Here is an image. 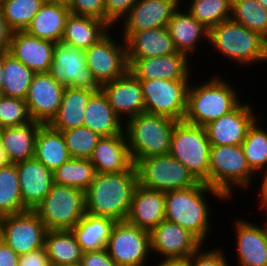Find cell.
Instances as JSON below:
<instances>
[{"label":"cell","instance_id":"54","mask_svg":"<svg viewBox=\"0 0 267 266\" xmlns=\"http://www.w3.org/2000/svg\"><path fill=\"white\" fill-rule=\"evenodd\" d=\"M9 164V161L7 159V156L5 154L3 145H2V141L0 138V168L5 167Z\"/></svg>","mask_w":267,"mask_h":266},{"label":"cell","instance_id":"47","mask_svg":"<svg viewBox=\"0 0 267 266\" xmlns=\"http://www.w3.org/2000/svg\"><path fill=\"white\" fill-rule=\"evenodd\" d=\"M138 0H105L106 23L113 28L119 24Z\"/></svg>","mask_w":267,"mask_h":266},{"label":"cell","instance_id":"56","mask_svg":"<svg viewBox=\"0 0 267 266\" xmlns=\"http://www.w3.org/2000/svg\"><path fill=\"white\" fill-rule=\"evenodd\" d=\"M46 3L61 4L67 6L69 0H43Z\"/></svg>","mask_w":267,"mask_h":266},{"label":"cell","instance_id":"22","mask_svg":"<svg viewBox=\"0 0 267 266\" xmlns=\"http://www.w3.org/2000/svg\"><path fill=\"white\" fill-rule=\"evenodd\" d=\"M55 43L32 36L26 31H15L8 52L34 73L49 72Z\"/></svg>","mask_w":267,"mask_h":266},{"label":"cell","instance_id":"5","mask_svg":"<svg viewBox=\"0 0 267 266\" xmlns=\"http://www.w3.org/2000/svg\"><path fill=\"white\" fill-rule=\"evenodd\" d=\"M177 122L170 117L146 112L124 121V133L134 163L149 156L169 154Z\"/></svg>","mask_w":267,"mask_h":266},{"label":"cell","instance_id":"35","mask_svg":"<svg viewBox=\"0 0 267 266\" xmlns=\"http://www.w3.org/2000/svg\"><path fill=\"white\" fill-rule=\"evenodd\" d=\"M44 247L51 266L81 262L83 251L71 230H48Z\"/></svg>","mask_w":267,"mask_h":266},{"label":"cell","instance_id":"17","mask_svg":"<svg viewBox=\"0 0 267 266\" xmlns=\"http://www.w3.org/2000/svg\"><path fill=\"white\" fill-rule=\"evenodd\" d=\"M191 59L181 52L150 58H128L129 71L139 80L191 79Z\"/></svg>","mask_w":267,"mask_h":266},{"label":"cell","instance_id":"27","mask_svg":"<svg viewBox=\"0 0 267 266\" xmlns=\"http://www.w3.org/2000/svg\"><path fill=\"white\" fill-rule=\"evenodd\" d=\"M124 40L127 58H150L178 52L167 27L129 33Z\"/></svg>","mask_w":267,"mask_h":266},{"label":"cell","instance_id":"33","mask_svg":"<svg viewBox=\"0 0 267 266\" xmlns=\"http://www.w3.org/2000/svg\"><path fill=\"white\" fill-rule=\"evenodd\" d=\"M115 220L86 213L71 229L83 253L106 249Z\"/></svg>","mask_w":267,"mask_h":266},{"label":"cell","instance_id":"28","mask_svg":"<svg viewBox=\"0 0 267 266\" xmlns=\"http://www.w3.org/2000/svg\"><path fill=\"white\" fill-rule=\"evenodd\" d=\"M83 126L101 137H112L124 132V121L113 111L100 90L87 102Z\"/></svg>","mask_w":267,"mask_h":266},{"label":"cell","instance_id":"21","mask_svg":"<svg viewBox=\"0 0 267 266\" xmlns=\"http://www.w3.org/2000/svg\"><path fill=\"white\" fill-rule=\"evenodd\" d=\"M236 219L234 234L238 265L267 266V225H256L243 218Z\"/></svg>","mask_w":267,"mask_h":266},{"label":"cell","instance_id":"48","mask_svg":"<svg viewBox=\"0 0 267 266\" xmlns=\"http://www.w3.org/2000/svg\"><path fill=\"white\" fill-rule=\"evenodd\" d=\"M81 264L83 266H117L106 249L83 253Z\"/></svg>","mask_w":267,"mask_h":266},{"label":"cell","instance_id":"31","mask_svg":"<svg viewBox=\"0 0 267 266\" xmlns=\"http://www.w3.org/2000/svg\"><path fill=\"white\" fill-rule=\"evenodd\" d=\"M94 93L89 89L65 87L59 111L49 125L60 132L82 127L87 102Z\"/></svg>","mask_w":267,"mask_h":266},{"label":"cell","instance_id":"2","mask_svg":"<svg viewBox=\"0 0 267 266\" xmlns=\"http://www.w3.org/2000/svg\"><path fill=\"white\" fill-rule=\"evenodd\" d=\"M137 185V171L96 173L85 191L86 213L126 220Z\"/></svg>","mask_w":267,"mask_h":266},{"label":"cell","instance_id":"18","mask_svg":"<svg viewBox=\"0 0 267 266\" xmlns=\"http://www.w3.org/2000/svg\"><path fill=\"white\" fill-rule=\"evenodd\" d=\"M252 103L242 102L232 112L221 116L205 126L211 146L241 145L247 131L259 117Z\"/></svg>","mask_w":267,"mask_h":266},{"label":"cell","instance_id":"51","mask_svg":"<svg viewBox=\"0 0 267 266\" xmlns=\"http://www.w3.org/2000/svg\"><path fill=\"white\" fill-rule=\"evenodd\" d=\"M13 32L14 31L3 18L0 8V52H6L9 50Z\"/></svg>","mask_w":267,"mask_h":266},{"label":"cell","instance_id":"12","mask_svg":"<svg viewBox=\"0 0 267 266\" xmlns=\"http://www.w3.org/2000/svg\"><path fill=\"white\" fill-rule=\"evenodd\" d=\"M109 31L103 38L85 50L86 64L101 86L122 77L129 71L125 40L115 41Z\"/></svg>","mask_w":267,"mask_h":266},{"label":"cell","instance_id":"39","mask_svg":"<svg viewBox=\"0 0 267 266\" xmlns=\"http://www.w3.org/2000/svg\"><path fill=\"white\" fill-rule=\"evenodd\" d=\"M263 118L259 115L253 122L241 144L247 164L255 174L267 168V129L262 128Z\"/></svg>","mask_w":267,"mask_h":266},{"label":"cell","instance_id":"20","mask_svg":"<svg viewBox=\"0 0 267 266\" xmlns=\"http://www.w3.org/2000/svg\"><path fill=\"white\" fill-rule=\"evenodd\" d=\"M100 90L106 96L113 111L123 121L145 112L140 80L130 71L120 78L101 85Z\"/></svg>","mask_w":267,"mask_h":266},{"label":"cell","instance_id":"50","mask_svg":"<svg viewBox=\"0 0 267 266\" xmlns=\"http://www.w3.org/2000/svg\"><path fill=\"white\" fill-rule=\"evenodd\" d=\"M0 266H19V256L3 240L0 241Z\"/></svg>","mask_w":267,"mask_h":266},{"label":"cell","instance_id":"24","mask_svg":"<svg viewBox=\"0 0 267 266\" xmlns=\"http://www.w3.org/2000/svg\"><path fill=\"white\" fill-rule=\"evenodd\" d=\"M90 161L96 173L137 171L124 132L112 137H102L94 148Z\"/></svg>","mask_w":267,"mask_h":266},{"label":"cell","instance_id":"19","mask_svg":"<svg viewBox=\"0 0 267 266\" xmlns=\"http://www.w3.org/2000/svg\"><path fill=\"white\" fill-rule=\"evenodd\" d=\"M174 0H138L119 22L121 38L129 33L167 27L173 13L179 8Z\"/></svg>","mask_w":267,"mask_h":266},{"label":"cell","instance_id":"38","mask_svg":"<svg viewBox=\"0 0 267 266\" xmlns=\"http://www.w3.org/2000/svg\"><path fill=\"white\" fill-rule=\"evenodd\" d=\"M53 174L54 184L86 191L96 171L90 159L70 158Z\"/></svg>","mask_w":267,"mask_h":266},{"label":"cell","instance_id":"45","mask_svg":"<svg viewBox=\"0 0 267 266\" xmlns=\"http://www.w3.org/2000/svg\"><path fill=\"white\" fill-rule=\"evenodd\" d=\"M70 14L89 16L106 22L105 0H69Z\"/></svg>","mask_w":267,"mask_h":266},{"label":"cell","instance_id":"53","mask_svg":"<svg viewBox=\"0 0 267 266\" xmlns=\"http://www.w3.org/2000/svg\"><path fill=\"white\" fill-rule=\"evenodd\" d=\"M156 266H190V258H168L158 261Z\"/></svg>","mask_w":267,"mask_h":266},{"label":"cell","instance_id":"6","mask_svg":"<svg viewBox=\"0 0 267 266\" xmlns=\"http://www.w3.org/2000/svg\"><path fill=\"white\" fill-rule=\"evenodd\" d=\"M211 143L205 127L178 121L171 136L170 155L189 169L192 175L210 186Z\"/></svg>","mask_w":267,"mask_h":266},{"label":"cell","instance_id":"11","mask_svg":"<svg viewBox=\"0 0 267 266\" xmlns=\"http://www.w3.org/2000/svg\"><path fill=\"white\" fill-rule=\"evenodd\" d=\"M106 251L117 266H147L151 255L149 232L126 220L116 221Z\"/></svg>","mask_w":267,"mask_h":266},{"label":"cell","instance_id":"26","mask_svg":"<svg viewBox=\"0 0 267 266\" xmlns=\"http://www.w3.org/2000/svg\"><path fill=\"white\" fill-rule=\"evenodd\" d=\"M182 8L184 6H179L173 13L167 28L177 51L192 59L191 55L194 56L199 44L203 43V40L209 42V29Z\"/></svg>","mask_w":267,"mask_h":266},{"label":"cell","instance_id":"25","mask_svg":"<svg viewBox=\"0 0 267 266\" xmlns=\"http://www.w3.org/2000/svg\"><path fill=\"white\" fill-rule=\"evenodd\" d=\"M163 220H165V192L138 184L126 221L150 232Z\"/></svg>","mask_w":267,"mask_h":266},{"label":"cell","instance_id":"55","mask_svg":"<svg viewBox=\"0 0 267 266\" xmlns=\"http://www.w3.org/2000/svg\"><path fill=\"white\" fill-rule=\"evenodd\" d=\"M3 86V52H0V89Z\"/></svg>","mask_w":267,"mask_h":266},{"label":"cell","instance_id":"3","mask_svg":"<svg viewBox=\"0 0 267 266\" xmlns=\"http://www.w3.org/2000/svg\"><path fill=\"white\" fill-rule=\"evenodd\" d=\"M218 75L220 74L213 75L199 85L190 82L183 121L205 127L210 122L232 112L242 103L236 87Z\"/></svg>","mask_w":267,"mask_h":266},{"label":"cell","instance_id":"4","mask_svg":"<svg viewBox=\"0 0 267 266\" xmlns=\"http://www.w3.org/2000/svg\"><path fill=\"white\" fill-rule=\"evenodd\" d=\"M210 45L227 61L237 66H250L255 63H267V39L233 21H222L209 30ZM240 64V65H239Z\"/></svg>","mask_w":267,"mask_h":266},{"label":"cell","instance_id":"16","mask_svg":"<svg viewBox=\"0 0 267 266\" xmlns=\"http://www.w3.org/2000/svg\"><path fill=\"white\" fill-rule=\"evenodd\" d=\"M149 235L151 252L158 253L159 259L187 258L203 245L189 230L167 220L152 229Z\"/></svg>","mask_w":267,"mask_h":266},{"label":"cell","instance_id":"7","mask_svg":"<svg viewBox=\"0 0 267 266\" xmlns=\"http://www.w3.org/2000/svg\"><path fill=\"white\" fill-rule=\"evenodd\" d=\"M257 175L250 169L241 145L211 146L210 187L220 191L228 200L235 189L246 190Z\"/></svg>","mask_w":267,"mask_h":266},{"label":"cell","instance_id":"42","mask_svg":"<svg viewBox=\"0 0 267 266\" xmlns=\"http://www.w3.org/2000/svg\"><path fill=\"white\" fill-rule=\"evenodd\" d=\"M43 3V0H3L0 8L14 32L25 31Z\"/></svg>","mask_w":267,"mask_h":266},{"label":"cell","instance_id":"36","mask_svg":"<svg viewBox=\"0 0 267 266\" xmlns=\"http://www.w3.org/2000/svg\"><path fill=\"white\" fill-rule=\"evenodd\" d=\"M34 74L8 51L3 52V96L26 99Z\"/></svg>","mask_w":267,"mask_h":266},{"label":"cell","instance_id":"34","mask_svg":"<svg viewBox=\"0 0 267 266\" xmlns=\"http://www.w3.org/2000/svg\"><path fill=\"white\" fill-rule=\"evenodd\" d=\"M34 157L53 173L71 158L62 133L49 124L39 128Z\"/></svg>","mask_w":267,"mask_h":266},{"label":"cell","instance_id":"41","mask_svg":"<svg viewBox=\"0 0 267 266\" xmlns=\"http://www.w3.org/2000/svg\"><path fill=\"white\" fill-rule=\"evenodd\" d=\"M191 1V3H190ZM185 1L186 10L209 30L231 19L232 0H190Z\"/></svg>","mask_w":267,"mask_h":266},{"label":"cell","instance_id":"8","mask_svg":"<svg viewBox=\"0 0 267 266\" xmlns=\"http://www.w3.org/2000/svg\"><path fill=\"white\" fill-rule=\"evenodd\" d=\"M85 191L53 184L33 209L47 230H71L86 214Z\"/></svg>","mask_w":267,"mask_h":266},{"label":"cell","instance_id":"40","mask_svg":"<svg viewBox=\"0 0 267 266\" xmlns=\"http://www.w3.org/2000/svg\"><path fill=\"white\" fill-rule=\"evenodd\" d=\"M231 19L267 39V9L258 0H232Z\"/></svg>","mask_w":267,"mask_h":266},{"label":"cell","instance_id":"52","mask_svg":"<svg viewBox=\"0 0 267 266\" xmlns=\"http://www.w3.org/2000/svg\"><path fill=\"white\" fill-rule=\"evenodd\" d=\"M259 174L261 175V179L263 178L260 183L259 194L257 195L259 196L257 202H259V206H261L267 200V169H262L256 175L259 176Z\"/></svg>","mask_w":267,"mask_h":266},{"label":"cell","instance_id":"43","mask_svg":"<svg viewBox=\"0 0 267 266\" xmlns=\"http://www.w3.org/2000/svg\"><path fill=\"white\" fill-rule=\"evenodd\" d=\"M61 133L71 158L90 159L94 148L102 138L85 126L61 131Z\"/></svg>","mask_w":267,"mask_h":266},{"label":"cell","instance_id":"32","mask_svg":"<svg viewBox=\"0 0 267 266\" xmlns=\"http://www.w3.org/2000/svg\"><path fill=\"white\" fill-rule=\"evenodd\" d=\"M69 15L67 6L44 2L25 31L32 36L57 43L62 40Z\"/></svg>","mask_w":267,"mask_h":266},{"label":"cell","instance_id":"46","mask_svg":"<svg viewBox=\"0 0 267 266\" xmlns=\"http://www.w3.org/2000/svg\"><path fill=\"white\" fill-rule=\"evenodd\" d=\"M203 247L204 245L189 256L190 266H230L223 248L216 246L214 249L204 250Z\"/></svg>","mask_w":267,"mask_h":266},{"label":"cell","instance_id":"62","mask_svg":"<svg viewBox=\"0 0 267 266\" xmlns=\"http://www.w3.org/2000/svg\"><path fill=\"white\" fill-rule=\"evenodd\" d=\"M3 97V92L2 90L0 89V99Z\"/></svg>","mask_w":267,"mask_h":266},{"label":"cell","instance_id":"13","mask_svg":"<svg viewBox=\"0 0 267 266\" xmlns=\"http://www.w3.org/2000/svg\"><path fill=\"white\" fill-rule=\"evenodd\" d=\"M48 73L65 87L84 88L95 92L101 88L87 67L85 50L74 48L62 41L55 43L53 61Z\"/></svg>","mask_w":267,"mask_h":266},{"label":"cell","instance_id":"58","mask_svg":"<svg viewBox=\"0 0 267 266\" xmlns=\"http://www.w3.org/2000/svg\"><path fill=\"white\" fill-rule=\"evenodd\" d=\"M2 240V217H0V241Z\"/></svg>","mask_w":267,"mask_h":266},{"label":"cell","instance_id":"23","mask_svg":"<svg viewBox=\"0 0 267 266\" xmlns=\"http://www.w3.org/2000/svg\"><path fill=\"white\" fill-rule=\"evenodd\" d=\"M23 205L33 210L54 184V174L35 157L16 163Z\"/></svg>","mask_w":267,"mask_h":266},{"label":"cell","instance_id":"10","mask_svg":"<svg viewBox=\"0 0 267 266\" xmlns=\"http://www.w3.org/2000/svg\"><path fill=\"white\" fill-rule=\"evenodd\" d=\"M191 80H140L145 101V112L183 121Z\"/></svg>","mask_w":267,"mask_h":266},{"label":"cell","instance_id":"30","mask_svg":"<svg viewBox=\"0 0 267 266\" xmlns=\"http://www.w3.org/2000/svg\"><path fill=\"white\" fill-rule=\"evenodd\" d=\"M110 29L114 31L102 20L70 14L61 41L74 48L86 50L103 38Z\"/></svg>","mask_w":267,"mask_h":266},{"label":"cell","instance_id":"29","mask_svg":"<svg viewBox=\"0 0 267 266\" xmlns=\"http://www.w3.org/2000/svg\"><path fill=\"white\" fill-rule=\"evenodd\" d=\"M42 125L32 120L20 126L0 129V138L9 163L16 164L34 157L35 141Z\"/></svg>","mask_w":267,"mask_h":266},{"label":"cell","instance_id":"59","mask_svg":"<svg viewBox=\"0 0 267 266\" xmlns=\"http://www.w3.org/2000/svg\"><path fill=\"white\" fill-rule=\"evenodd\" d=\"M267 9V0H258Z\"/></svg>","mask_w":267,"mask_h":266},{"label":"cell","instance_id":"37","mask_svg":"<svg viewBox=\"0 0 267 266\" xmlns=\"http://www.w3.org/2000/svg\"><path fill=\"white\" fill-rule=\"evenodd\" d=\"M28 211L23 205L16 164L0 168V217Z\"/></svg>","mask_w":267,"mask_h":266},{"label":"cell","instance_id":"60","mask_svg":"<svg viewBox=\"0 0 267 266\" xmlns=\"http://www.w3.org/2000/svg\"><path fill=\"white\" fill-rule=\"evenodd\" d=\"M62 266H83V265L80 262V263H77V264H68V265H62Z\"/></svg>","mask_w":267,"mask_h":266},{"label":"cell","instance_id":"57","mask_svg":"<svg viewBox=\"0 0 267 266\" xmlns=\"http://www.w3.org/2000/svg\"><path fill=\"white\" fill-rule=\"evenodd\" d=\"M260 208H261V210L265 211L264 214L267 215V200L259 207V209ZM264 224L267 225V216L265 218Z\"/></svg>","mask_w":267,"mask_h":266},{"label":"cell","instance_id":"49","mask_svg":"<svg viewBox=\"0 0 267 266\" xmlns=\"http://www.w3.org/2000/svg\"><path fill=\"white\" fill-rule=\"evenodd\" d=\"M19 266H51L45 247L19 256Z\"/></svg>","mask_w":267,"mask_h":266},{"label":"cell","instance_id":"14","mask_svg":"<svg viewBox=\"0 0 267 266\" xmlns=\"http://www.w3.org/2000/svg\"><path fill=\"white\" fill-rule=\"evenodd\" d=\"M47 231L33 210L2 217V240L18 256L44 247Z\"/></svg>","mask_w":267,"mask_h":266},{"label":"cell","instance_id":"1","mask_svg":"<svg viewBox=\"0 0 267 266\" xmlns=\"http://www.w3.org/2000/svg\"><path fill=\"white\" fill-rule=\"evenodd\" d=\"M213 200L227 201V198L217 189L200 182L186 189L165 192V220L178 224L189 230L203 244L209 240L211 213L207 196Z\"/></svg>","mask_w":267,"mask_h":266},{"label":"cell","instance_id":"44","mask_svg":"<svg viewBox=\"0 0 267 266\" xmlns=\"http://www.w3.org/2000/svg\"><path fill=\"white\" fill-rule=\"evenodd\" d=\"M32 121L25 99L3 96L0 99V129Z\"/></svg>","mask_w":267,"mask_h":266},{"label":"cell","instance_id":"15","mask_svg":"<svg viewBox=\"0 0 267 266\" xmlns=\"http://www.w3.org/2000/svg\"><path fill=\"white\" fill-rule=\"evenodd\" d=\"M64 89L48 72L35 73L25 99L32 120L49 124L59 111Z\"/></svg>","mask_w":267,"mask_h":266},{"label":"cell","instance_id":"61","mask_svg":"<svg viewBox=\"0 0 267 266\" xmlns=\"http://www.w3.org/2000/svg\"><path fill=\"white\" fill-rule=\"evenodd\" d=\"M178 5H180L181 6V4L183 3L184 4V2L183 1H185V0H174ZM181 1V2H180Z\"/></svg>","mask_w":267,"mask_h":266},{"label":"cell","instance_id":"9","mask_svg":"<svg viewBox=\"0 0 267 266\" xmlns=\"http://www.w3.org/2000/svg\"><path fill=\"white\" fill-rule=\"evenodd\" d=\"M138 184L161 192L186 189L200 182L170 154L149 156L135 164Z\"/></svg>","mask_w":267,"mask_h":266}]
</instances>
